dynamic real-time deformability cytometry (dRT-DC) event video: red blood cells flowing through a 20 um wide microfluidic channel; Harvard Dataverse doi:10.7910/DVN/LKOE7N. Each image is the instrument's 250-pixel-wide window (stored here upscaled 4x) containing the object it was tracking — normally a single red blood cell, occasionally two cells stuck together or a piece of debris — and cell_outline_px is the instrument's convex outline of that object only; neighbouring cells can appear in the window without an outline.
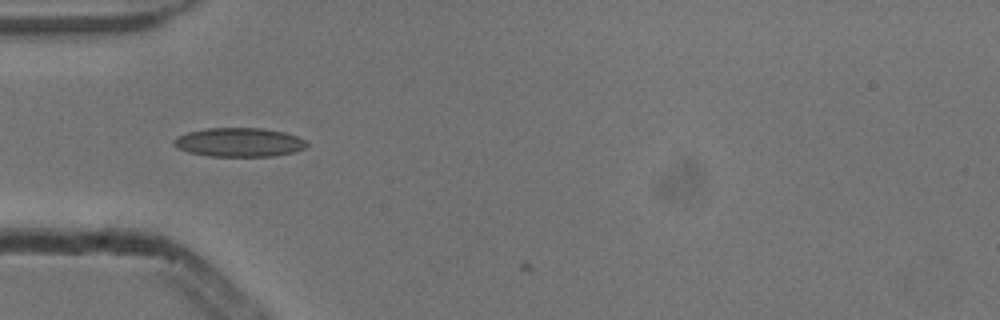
{"species": "common noctule bat (a hibernating species)", "species_latin": "Nyctalus noctula", "temperature_condition": "cold", "stored_images_in_passage": 6, "camera_frame_rate_fps": 3000, "um_per_image_px": 0.085, "animal": {"sex": "male", "body_mass_g": 13.3}, "frame": {"image": 1, "passage_image": 5, "time_ms": 1.333, "image_size_px": [1000, 320], "cell_outline_px": [[308, 144], [304, 148], [296, 152], [272, 156], [208, 156], [188, 152], [176, 148], [172, 144], [172, 140], [176, 136], [188, 132], [204, 128], [264, 128], [284, 132], [296, 136], [304, 140]], "centroid_in_image_um": [20.28, 12.09], "position_along_channel_um": 64.7, "area_um2": 22.6}}